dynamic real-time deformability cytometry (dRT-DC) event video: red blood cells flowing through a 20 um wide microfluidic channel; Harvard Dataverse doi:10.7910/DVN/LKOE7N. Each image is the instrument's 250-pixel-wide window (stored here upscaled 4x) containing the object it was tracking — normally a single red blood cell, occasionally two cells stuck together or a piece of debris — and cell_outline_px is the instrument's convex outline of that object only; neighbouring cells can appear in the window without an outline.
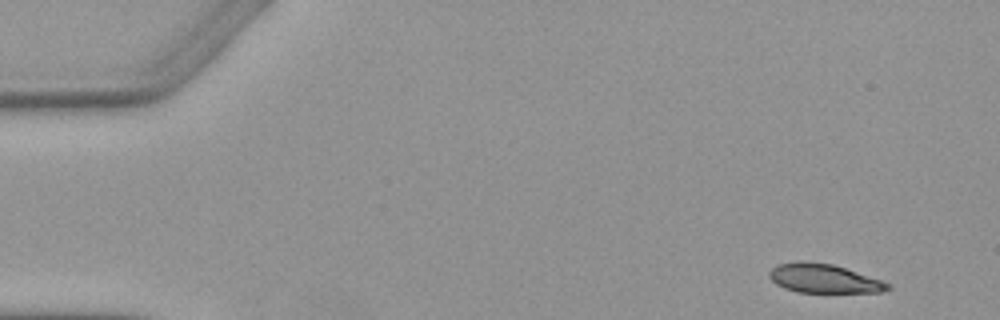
{"species": "Egyptian fruit bat (a non-hibernating species)", "species_latin": "Rousettus aegyptiacus", "temperature_condition": "warm", "stored_images_in_passage": 5, "camera_frame_rate_fps": 3000, "um_per_image_px": 0.085, "animal": {"sex": "female"}, "frame": {"image": 1, "passage_image": 1, "time_ms": 0.0, "image_size_px": [1000, 320], "cell_outline_px": [[892, 288], [880, 292], [796, 292], [784, 288], [776, 284], [768, 276], [768, 272], [776, 264], [804, 260], [832, 264], [892, 284]], "centroid_in_image_um": [69.98, 23.67], "position_along_channel_um": 15.0, "area_um2": 19.94}}
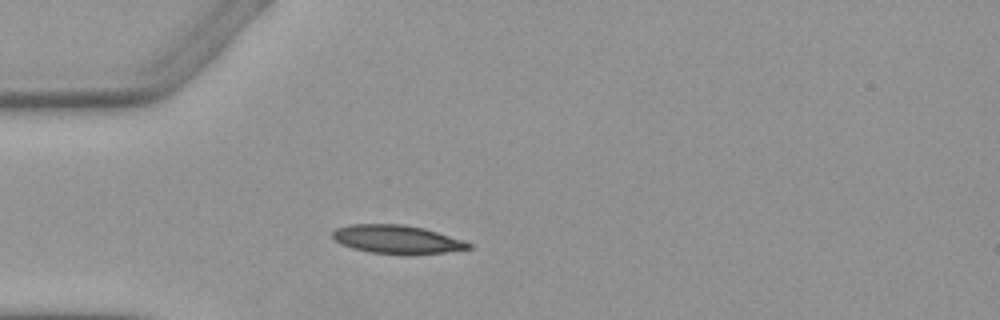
{"frame": {"image": 2, "passage_image": 4, "time_ms": 3.667, "image_size_px": [1000, 320], "cell_outline_px": [[472, 248], [444, 252], [372, 252], [352, 248], [336, 240], [332, 236], [332, 232], [336, 228], [352, 224], [404, 224], [424, 228], [464, 240], [472, 244]], "centroid_in_image_um": [33.74, 20.3], "position_along_channel_um": 51.3, "area_um2": 21.68}}